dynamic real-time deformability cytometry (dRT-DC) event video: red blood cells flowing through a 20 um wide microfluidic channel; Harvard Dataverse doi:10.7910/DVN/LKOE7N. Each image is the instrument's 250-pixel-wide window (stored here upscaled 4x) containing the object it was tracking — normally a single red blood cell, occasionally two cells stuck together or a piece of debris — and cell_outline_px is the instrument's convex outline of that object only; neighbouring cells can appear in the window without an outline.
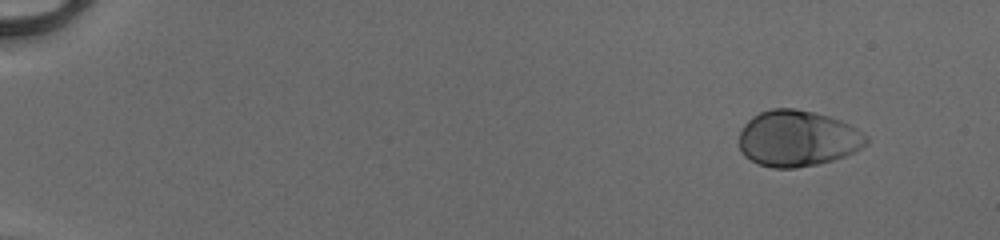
{"species": "human", "species_latin": "Homo sapiens", "temperature_condition": "cold", "stored_images_in_passage": 48, "camera_frame_rate_fps": 3000, "um_per_image_px": 0.085, "donor": {"sex": "male"}, "frame": {"image": 1, "passage_image": 1, "time_ms": 0.0, "image_size_px": [1000, 240], "cell_outline_px": [[868, 144], [844, 156], [832, 160], [816, 164], [796, 168], [772, 168], [756, 164], [744, 156], [740, 148], [740, 132], [744, 124], [752, 116], [760, 112], [772, 108], [796, 108], [828, 116], [840, 120], [864, 132], [868, 136]], "centroid_in_image_um": [67.78, 11.77], "position_along_channel_um": 17.2, "area_um2": 41.67}}
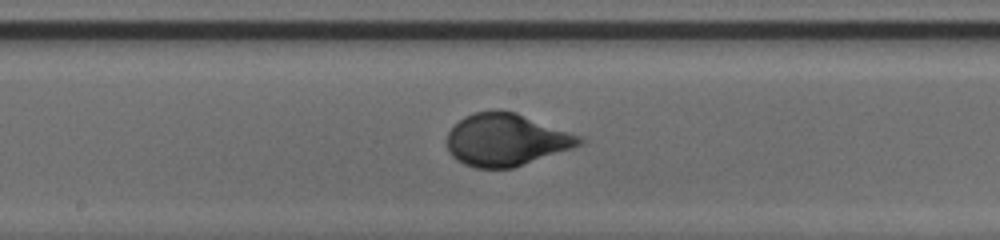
{"frame": {"image": 2, "passage_image": 26, "time_ms": 8.333, "image_size_px": [1000, 240], "cell_outline_px": [[584, 144], [512, 168], [476, 168], [464, 164], [456, 160], [448, 152], [444, 144], [444, 140], [448, 132], [464, 116], [476, 112], [492, 108], [500, 108], [516, 112], [584, 136]], "centroid_in_image_um": [43.01, 11.86], "position_along_channel_um": 205.2, "area_um2": 41.15}}
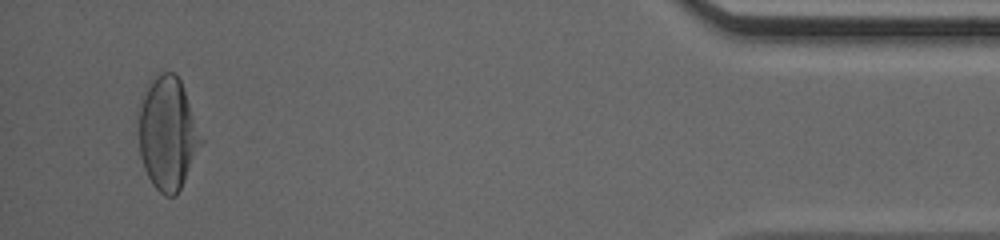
{"frame": {"image": 3, "passage_image": 46, "time_ms": 15.0, "image_size_px": [1000, 240], "cell_outline_px": [[204, 140], [176, 196], [164, 196], [152, 184], [144, 168], [140, 156], [136, 120], [136, 112], [144, 88], [156, 72], [176, 72], [180, 80]], "centroid_in_image_um": [14.19, 11.28], "position_along_channel_um": 421.0, "area_um2": 41.91}, "authors_computed_cell_mechanics": {"area_um2": 39.9398, "velocity_mm_per_s": 4.1171, "shape_relaxation_time_tau1_ms": 3.3259, "shape_relaxation_time_tau2_ms": null, "deformation_change_tau1": 0.1745, "deformation_change_tau2": null}}